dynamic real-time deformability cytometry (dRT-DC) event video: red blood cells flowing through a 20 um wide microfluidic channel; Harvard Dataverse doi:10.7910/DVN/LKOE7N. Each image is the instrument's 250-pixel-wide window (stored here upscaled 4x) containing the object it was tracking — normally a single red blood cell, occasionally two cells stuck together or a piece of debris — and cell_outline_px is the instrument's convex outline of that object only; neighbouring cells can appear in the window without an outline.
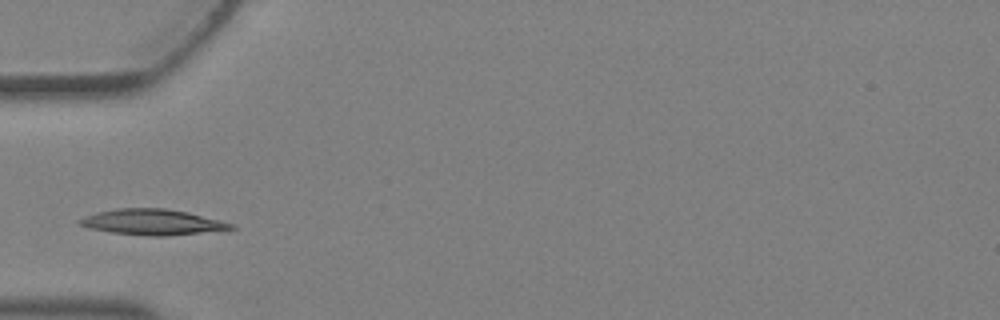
{"species": "Egyptian fruit bat (a non-hibernating species)", "species_latin": "Rousettus aegyptiacus", "temperature_condition": "warm", "stored_images_in_passage": 1, "camera_frame_rate_fps": 3000, "um_per_image_px": 0.085, "animal": {"sex": "female"}, "frame": {"image": 1, "passage_image": 1, "time_ms": 0.0, "image_size_px": [1000, 320], "cell_outline_px": [[236, 228], [168, 236], [148, 236], [112, 232], [88, 228], [80, 224], [76, 220], [84, 216], [96, 212], [116, 208], [164, 208], [188, 212], [220, 220], [232, 224]], "centroid_in_image_um": [12.9, 18.87], "position_along_channel_um": 72.1, "area_um2": 22.54}}